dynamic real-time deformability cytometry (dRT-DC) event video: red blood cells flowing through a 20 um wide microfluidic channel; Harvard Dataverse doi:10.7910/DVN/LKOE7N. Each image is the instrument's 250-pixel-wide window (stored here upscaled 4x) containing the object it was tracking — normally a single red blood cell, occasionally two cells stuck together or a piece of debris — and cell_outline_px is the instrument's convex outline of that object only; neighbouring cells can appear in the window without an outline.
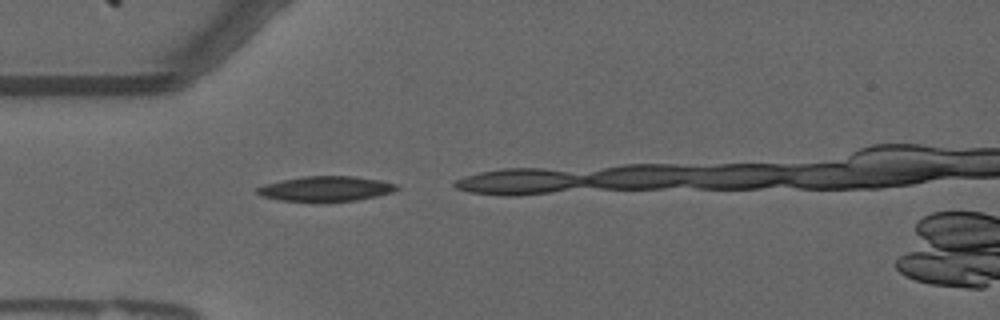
{"species": "common noctule bat (a hibernating species)", "species_latin": "Nyctalus noctula", "temperature_condition": "warm", "stored_images_in_passage": 5, "camera_frame_rate_fps": 3000, "um_per_image_px": 0.085, "animal": {"sex": "male", "forearm_length_mm": 52.5}, "frame": {"image": 1, "passage_image": 1, "time_ms": 0.0, "image_size_px": [1000, 320], "cell_outline_px": [[400, 188], [392, 192], [376, 196], [356, 200], [280, 200], [260, 196], [256, 192], [256, 188], [264, 184], [280, 180], [304, 176], [356, 176], [380, 180], [400, 184]], "centroid_in_image_um": [27.72, 16.01], "position_along_channel_um": 57.3, "area_um2": 20.11}}